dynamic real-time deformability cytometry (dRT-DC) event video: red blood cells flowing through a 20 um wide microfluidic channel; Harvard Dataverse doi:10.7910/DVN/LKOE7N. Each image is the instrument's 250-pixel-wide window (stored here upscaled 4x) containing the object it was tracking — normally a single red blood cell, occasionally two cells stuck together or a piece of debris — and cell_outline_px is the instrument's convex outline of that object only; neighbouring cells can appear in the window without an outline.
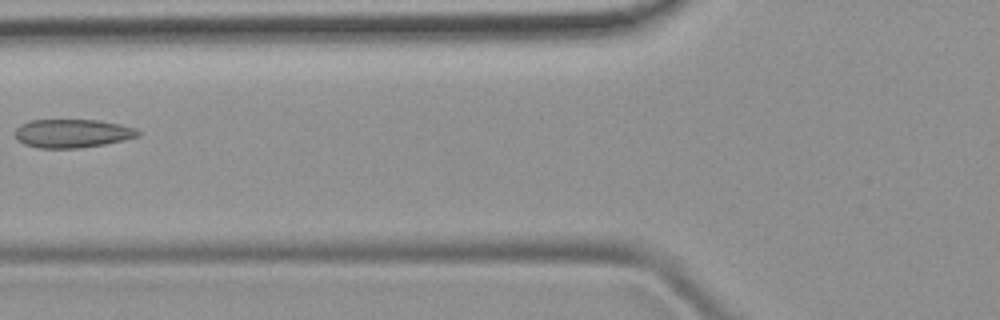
{"species": "common noctule bat (a hibernating species)", "species_latin": "Nyctalus noctula", "temperature_condition": "room temperature", "stored_images_in_passage": 7, "camera_frame_rate_fps": 3000, "um_per_image_px": 0.085, "animal": {"sex": "female", "body_mass_g": 19.9}, "frame": {"image": 1, "passage_image": 6, "time_ms": 5.667, "image_size_px": [1000, 320], "cell_outline_px": [[140, 136], [124, 140], [104, 144], [80, 148], [40, 148], [24, 144], [16, 140], [16, 128], [20, 124], [28, 120], [96, 120], [120, 124], [136, 128], [140, 132]], "centroid_in_image_um": [6.14, 11.34], "position_along_channel_um": 119.7, "area_um2": 20.52}}
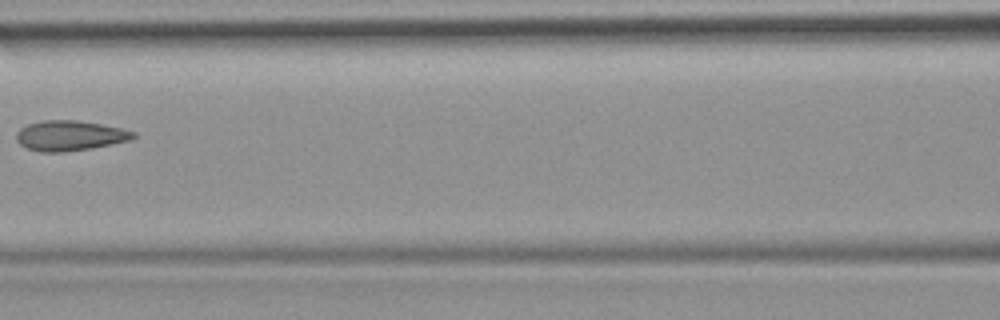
{"frame": {"image": 2, "passage_image": 7, "time_ms": 6.667, "image_size_px": [1000, 320], "cell_outline_px": [[136, 136], [132, 140], [92, 148], [60, 152], [40, 152], [28, 148], [20, 144], [16, 140], [16, 132], [20, 128], [28, 124], [44, 120], [76, 120], [100, 124], [120, 128], [136, 132]], "centroid_in_image_um": [5.94, 11.53], "position_along_channel_um": 160.7, "area_um2": 20.52}}